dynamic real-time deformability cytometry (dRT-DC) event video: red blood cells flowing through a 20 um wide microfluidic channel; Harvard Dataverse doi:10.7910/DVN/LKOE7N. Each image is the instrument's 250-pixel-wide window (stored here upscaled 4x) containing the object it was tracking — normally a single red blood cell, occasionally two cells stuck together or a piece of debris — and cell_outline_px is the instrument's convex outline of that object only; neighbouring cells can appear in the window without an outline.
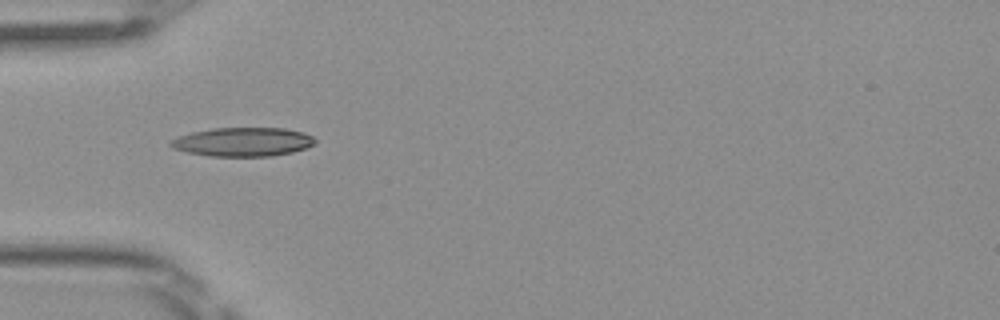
{"species": "Egyptian fruit bat (a non-hibernating species)", "species_latin": "Rousettus aegyptiacus", "temperature_condition": "room temperature", "stored_images_in_passage": 6, "camera_frame_rate_fps": 3000, "um_per_image_px": 0.085, "frame": {"image": 1, "passage_image": 5, "time_ms": 1.333, "image_size_px": [1000, 320], "cell_outline_px": [[316, 144], [292, 152], [272, 156], [208, 156], [188, 152], [172, 148], [168, 144], [176, 136], [192, 132], [212, 128], [284, 128], [304, 132], [312, 136], [316, 140]], "centroid_in_image_um": [20.64, 12.06], "position_along_channel_um": 64.4, "area_um2": 24.39}}
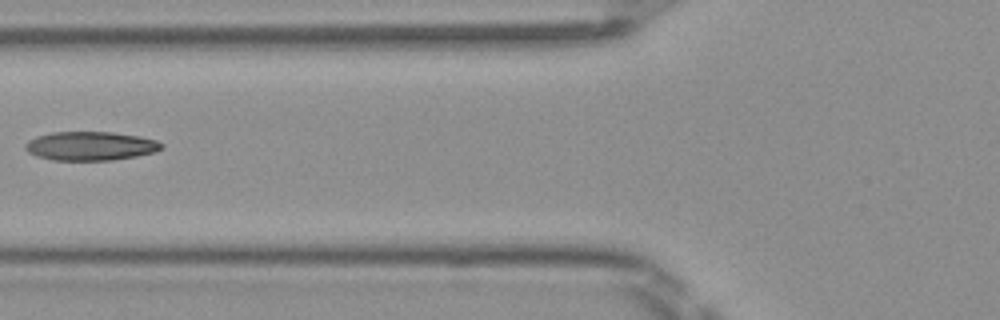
{"frame": {"image": 2, "passage_image": 6, "time_ms": 1.667, "image_size_px": [1000, 320], "cell_outline_px": [[164, 148], [156, 152], [136, 156], [112, 160], [52, 160], [36, 156], [28, 152], [24, 148], [24, 144], [28, 140], [36, 136], [52, 132], [112, 132], [140, 136], [156, 140], [164, 144]], "centroid_in_image_um": [7.69, 12.41], "position_along_channel_um": 118.1, "area_um2": 23.12}}